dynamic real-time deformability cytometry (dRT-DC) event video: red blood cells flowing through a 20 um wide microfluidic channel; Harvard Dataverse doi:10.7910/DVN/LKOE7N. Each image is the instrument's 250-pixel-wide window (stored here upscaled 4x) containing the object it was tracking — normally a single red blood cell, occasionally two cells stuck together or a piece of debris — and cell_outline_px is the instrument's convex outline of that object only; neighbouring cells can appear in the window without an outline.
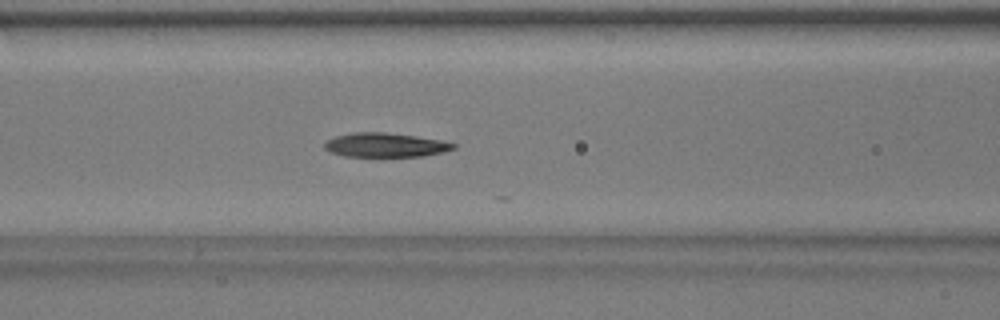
{"species": "common noctule bat (a hibernating species)", "species_latin": "Nyctalus noctula", "temperature_condition": "warm", "stored_images_in_passage": 24, "camera_frame_rate_fps": 3000, "um_per_image_px": 0.085, "animal": {"sex": "male", "body_mass_g": 17.9}, "frame": {"image": 1, "passage_image": 7, "time_ms": 2.0, "image_size_px": [1000, 320], "cell_outline_px": [[456, 148], [440, 152], [420, 156], [344, 156], [332, 152], [324, 148], [324, 144], [328, 140], [336, 136], [356, 132], [384, 132], [416, 136], [440, 140], [456, 144]], "centroid_in_image_um": [32.74, 12.32], "position_along_channel_um": 133.9, "area_um2": 17.8}}
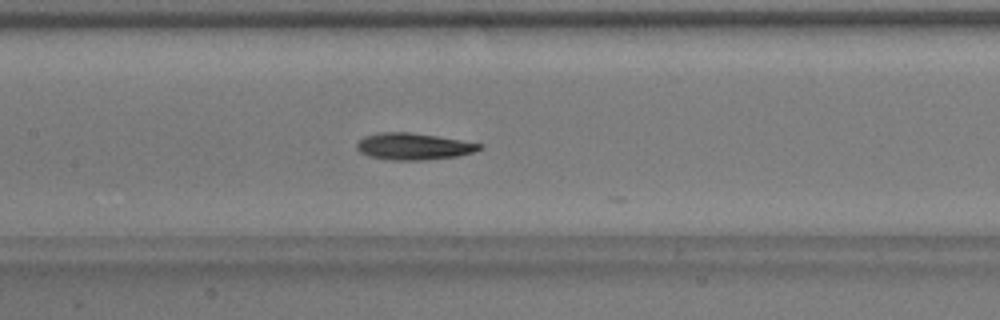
{"frame": {"image": 2, "passage_image": 10, "time_ms": 3.0, "image_size_px": [1000, 320], "cell_outline_px": [[484, 148], [472, 152], [456, 156], [428, 160], [392, 160], [368, 156], [360, 152], [356, 148], [356, 144], [364, 136], [376, 132], [408, 132], [436, 136], [484, 144]], "centroid_in_image_um": [35.13, 12.44], "position_along_channel_um": 172.3, "area_um2": 19.13}}